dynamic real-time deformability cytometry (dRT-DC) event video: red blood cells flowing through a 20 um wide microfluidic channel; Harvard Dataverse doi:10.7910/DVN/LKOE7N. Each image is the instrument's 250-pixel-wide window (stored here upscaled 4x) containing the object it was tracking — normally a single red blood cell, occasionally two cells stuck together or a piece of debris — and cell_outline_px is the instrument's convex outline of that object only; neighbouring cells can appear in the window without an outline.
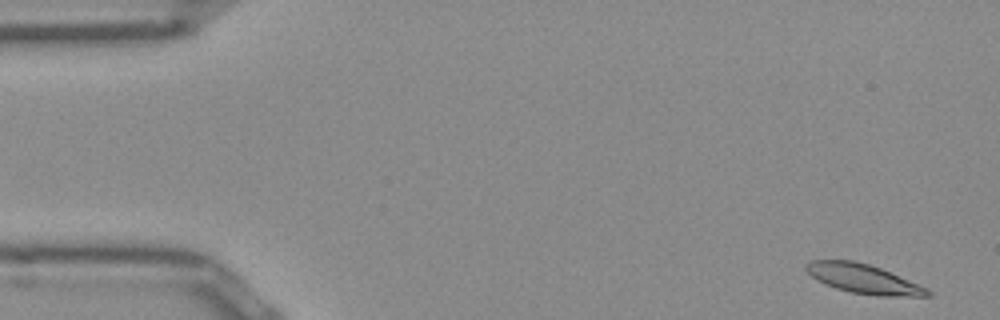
{"species": "Egyptian fruit bat (a non-hibernating species)", "species_latin": "Rousettus aegyptiacus", "temperature_condition": "room temperature", "stored_images_in_passage": 52, "camera_frame_rate_fps": 3000, "um_per_image_px": 0.085, "frame": {"image": 1, "passage_image": 2, "time_ms": 0.333, "image_size_px": [1000, 320], "cell_outline_px": [[932, 296], [876, 296], [852, 292], [836, 288], [816, 280], [804, 268], [804, 264], [808, 260], [856, 260], [880, 268], [916, 284], [932, 292]], "centroid_in_image_um": [73.31, 23.69], "position_along_channel_um": 11.7, "area_um2": 20.46}}
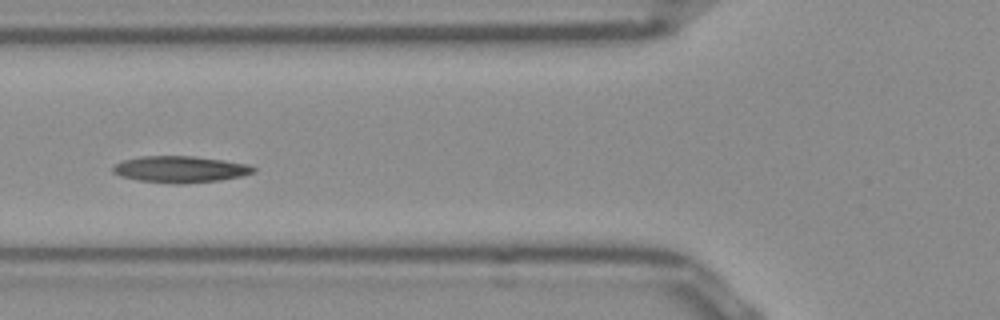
{"frame": {"image": 2, "passage_image": 19, "time_ms": 6.0, "image_size_px": [1000, 320], "cell_outline_px": [[256, 172], [240, 176], [220, 180], [184, 184], [176, 184], [140, 180], [120, 176], [112, 172], [112, 164], [124, 160], [140, 156], [192, 156], [224, 160], [248, 164], [256, 168]], "centroid_in_image_um": [15.31, 14.39], "position_along_channel_um": 110.5, "area_um2": 21.79}}
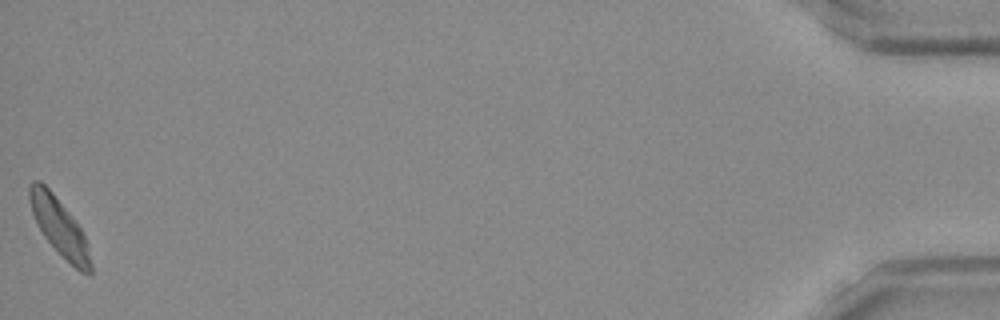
{"frame": {"image": 3, "passage_image": 52, "time_ms": 17.0, "image_size_px": [1000, 320], "cell_outline_px": [[92, 272], [88, 276], [80, 272], [44, 236], [32, 212], [28, 200], [28, 184], [32, 180], [40, 180], [52, 192], [68, 212], [80, 228], [84, 236], [88, 248], [92, 264]], "centroid_in_image_um": [5.03, 19.25], "position_along_channel_um": 430.2, "area_um2": 19.88}, "authors_computed_cell_mechanics": {"area_um2": 20.6924, "velocity_mm_per_s": 3.8297, "shape_relaxation_time_tau1_ms": 2.3575, "shape_relaxation_time_tau2_ms": 3.2775, "deformation_change_tau1": 0.1093, "deformation_change_tau2": 0.0937}}